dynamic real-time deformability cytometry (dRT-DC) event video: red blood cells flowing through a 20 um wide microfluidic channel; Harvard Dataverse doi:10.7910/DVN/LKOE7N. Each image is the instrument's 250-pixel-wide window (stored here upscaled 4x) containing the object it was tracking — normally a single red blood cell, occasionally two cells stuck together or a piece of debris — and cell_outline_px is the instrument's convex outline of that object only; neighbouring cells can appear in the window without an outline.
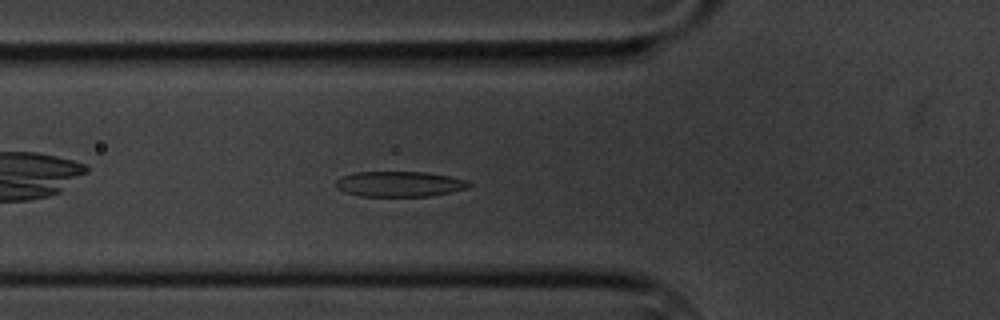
{"species": "common noctule bat (a hibernating species)", "species_latin": "Nyctalus noctula", "temperature_condition": "cold", "stored_images_in_passage": 5, "camera_frame_rate_fps": 3000, "um_per_image_px": 0.085, "animal": {"sex": "male", "body_mass_g": 20.1, "forearm_length_mm": 53.5}, "frame": {"image": 1, "passage_image": 5, "time_ms": 4.667, "image_size_px": [1000, 320], "cell_outline_px": [[472, 184], [468, 188], [452, 192], [428, 196], [360, 196], [344, 192], [336, 188], [336, 180], [340, 176], [352, 172], [428, 172], [468, 180]], "centroid_in_image_um": [33.94, 15.63], "position_along_channel_um": 91.9, "area_um2": 19.88}}